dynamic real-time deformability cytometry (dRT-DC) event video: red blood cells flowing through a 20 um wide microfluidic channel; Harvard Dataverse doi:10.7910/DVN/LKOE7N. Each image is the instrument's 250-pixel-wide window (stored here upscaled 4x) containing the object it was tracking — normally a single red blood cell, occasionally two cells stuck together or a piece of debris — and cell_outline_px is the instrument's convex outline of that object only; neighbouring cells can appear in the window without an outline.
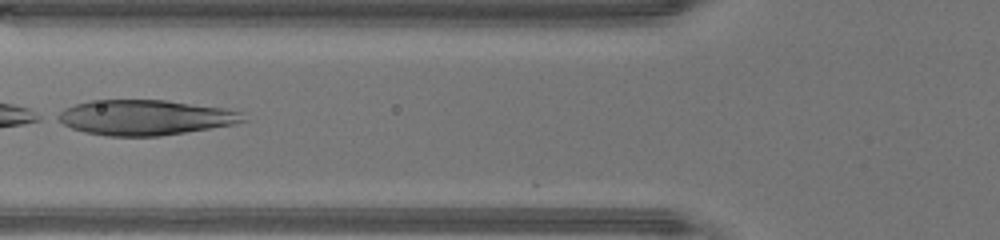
{"species": "human", "species_latin": "Homo sapiens", "temperature_condition": "warm", "stored_images_in_passage": 30, "camera_frame_rate_fps": 3000, "um_per_image_px": 0.085, "donor": {"sex": "male"}, "frame": {"image": 1, "passage_image": 5, "time_ms": 1.333, "image_size_px": [1000, 240], "cell_outline_px": [[248, 120], [232, 124], [160, 136], [108, 136], [84, 132], [72, 128], [56, 120], [52, 116], [64, 108], [76, 104], [92, 100], [164, 100], [224, 108], [240, 112]], "centroid_in_image_um": [12.25, 9.98], "position_along_channel_um": 113.5, "area_um2": 37.86}}
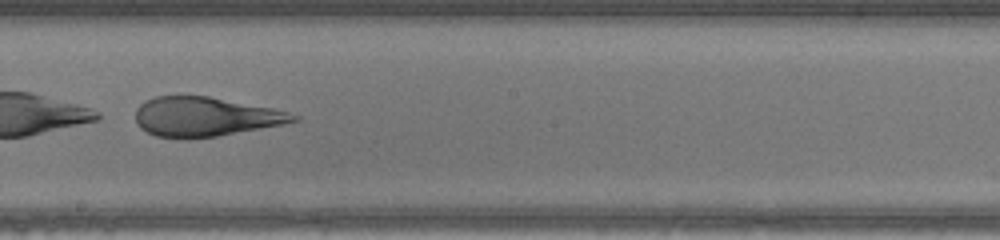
{"frame": {"image": 2, "passage_image": 13, "time_ms": 4.0, "image_size_px": [1000, 240], "cell_outline_px": [[300, 120], [284, 124], [216, 136], [156, 136], [140, 128], [136, 124], [136, 108], [144, 100], [156, 96], [208, 96], [272, 108], [288, 112], [300, 116]], "centroid_in_image_um": [17.44, 9.89], "position_along_channel_um": 230.8, "area_um2": 35.49}, "authors_computed_cell_mechanics": {"area_um2": 39.2173, "velocity_mm_per_s": 4.3773, "shape_relaxation_time_tau1_ms": 1.3452, "shape_relaxation_time_tau2_ms": 1.2302, "deformation_change_tau1": 0.2796, "deformation_change_tau2": 0.118}}